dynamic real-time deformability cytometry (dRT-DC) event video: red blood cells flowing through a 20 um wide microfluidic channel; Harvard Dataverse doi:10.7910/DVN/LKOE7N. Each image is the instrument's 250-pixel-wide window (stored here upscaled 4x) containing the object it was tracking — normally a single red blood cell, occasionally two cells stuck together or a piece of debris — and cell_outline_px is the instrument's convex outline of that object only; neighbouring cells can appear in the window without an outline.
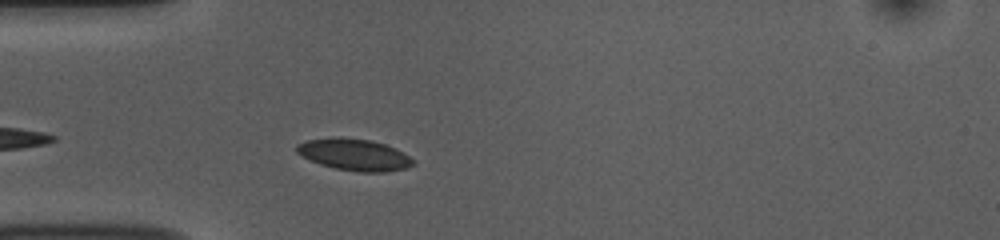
{"species": "common noctule bat (a hibernating species)", "species_latin": "Nyctalus noctula", "temperature_condition": "room temperature", "stored_images_in_passage": 8, "camera_frame_rate_fps": 3000, "um_per_image_px": 0.085, "animal": {"sex": "female", "body_mass_g": 10.0, "forearm_length_mm": 53.1}, "frame": {"image": 1, "passage_image": 4, "time_ms": 1.0, "image_size_px": [1000, 240], "cell_outline_px": [[416, 164], [408, 168], [384, 172], [360, 172], [336, 168], [320, 164], [296, 152], [296, 144], [308, 140], [332, 136], [336, 136], [372, 140], [384, 144], [408, 156]], "centroid_in_image_um": [30.1, 13.13], "position_along_channel_um": 54.9, "area_um2": 21.33}}
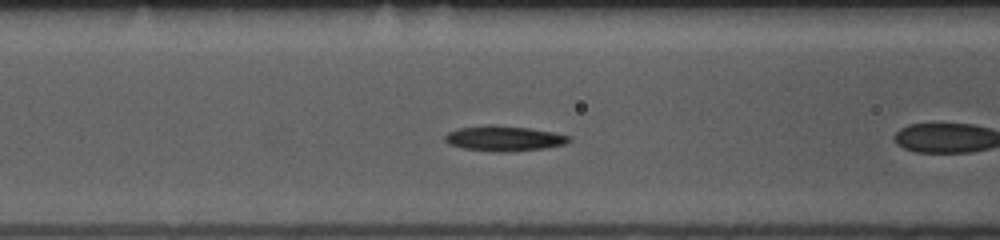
{"frame": {"image": 2, "passage_image": 7, "time_ms": 2.0, "image_size_px": [1000, 240], "cell_outline_px": [[572, 140], [564, 144], [544, 148], [504, 152], [496, 152], [464, 148], [448, 144], [444, 140], [444, 136], [448, 132], [460, 128], [488, 124], [496, 124], [528, 128], [552, 132], [572, 136]], "centroid_in_image_um": [42.83, 11.76], "position_along_channel_um": 123.8, "area_um2": 18.26}}